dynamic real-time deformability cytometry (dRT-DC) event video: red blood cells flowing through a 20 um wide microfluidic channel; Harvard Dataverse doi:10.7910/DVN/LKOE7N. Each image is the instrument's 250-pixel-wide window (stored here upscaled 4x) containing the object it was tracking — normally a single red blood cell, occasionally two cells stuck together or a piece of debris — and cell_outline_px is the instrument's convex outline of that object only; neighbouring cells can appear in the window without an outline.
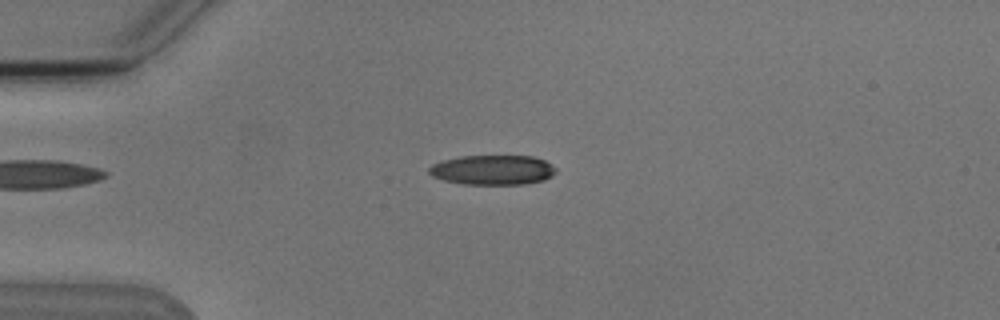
{"species": "Egyptian fruit bat (a non-hibernating species)", "species_latin": "Rousettus aegyptiacus", "temperature_condition": "cold", "stored_images_in_passage": 8, "camera_frame_rate_fps": 3000, "um_per_image_px": 0.085, "animal": {"sex": "male"}, "frame": {"image": 1, "passage_image": 1, "time_ms": 0.0, "image_size_px": [1000, 320], "cell_outline_px": [[556, 172], [552, 176], [544, 180], [524, 184], [460, 184], [444, 180], [432, 176], [428, 172], [428, 168], [432, 164], [444, 160], [460, 156], [532, 156], [544, 160], [552, 164], [556, 168]], "centroid_in_image_um": [41.88, 14.44], "position_along_channel_um": 43.1, "area_um2": 22.08}}
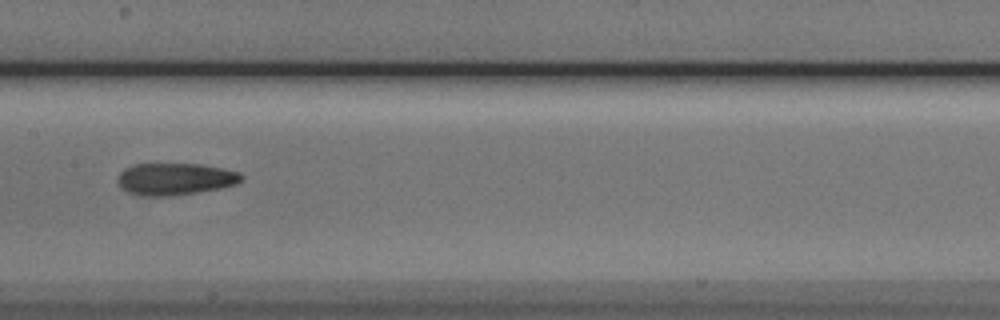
{"frame": {"image": 2, "passage_image": 5, "time_ms": 4.667, "image_size_px": [1000, 320], "cell_outline_px": [[244, 180], [236, 184], [220, 188], [196, 192], [168, 196], [148, 196], [128, 192], [116, 180], [120, 172], [124, 168], [136, 164], [200, 164], [224, 168], [240, 172], [244, 176]], "centroid_in_image_um": [14.93, 15.2], "position_along_channel_um": 192.5, "area_um2": 23.0}}
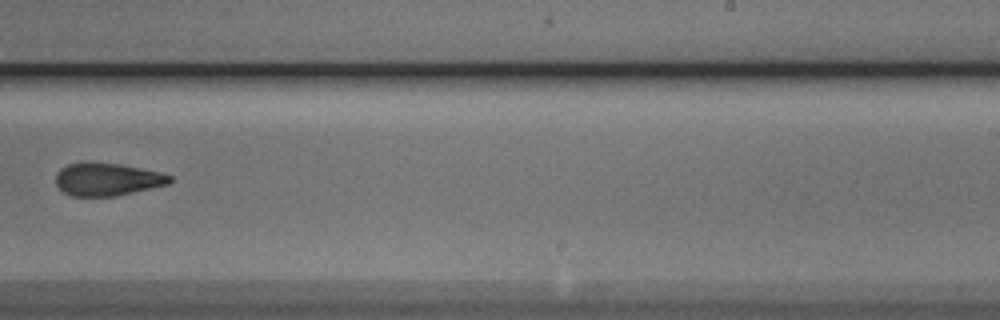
{"frame": {"image": 3, "passage_image": 7, "time_ms": 7.0, "image_size_px": [1000, 320], "cell_outline_px": [[172, 180], [168, 184], [116, 196], [72, 196], [64, 192], [56, 184], [56, 176], [60, 168], [68, 164], [88, 160], [120, 164], [160, 172], [172, 176]], "centroid_in_image_um": [9.09, 15.22], "position_along_channel_um": 279.9, "area_um2": 21.96}}